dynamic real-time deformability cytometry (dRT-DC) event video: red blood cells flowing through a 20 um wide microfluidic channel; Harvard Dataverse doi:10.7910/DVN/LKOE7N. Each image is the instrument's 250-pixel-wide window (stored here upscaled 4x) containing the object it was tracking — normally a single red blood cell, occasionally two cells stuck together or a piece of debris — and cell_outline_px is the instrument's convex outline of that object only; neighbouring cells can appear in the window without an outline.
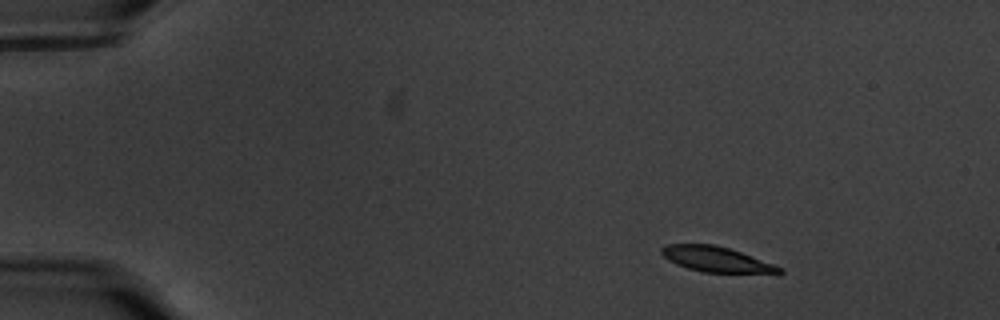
{"species": "common noctule bat (a hibernating species)", "species_latin": "Nyctalus noctula", "temperature_condition": "warm", "stored_images_in_passage": 57, "camera_frame_rate_fps": 3000, "um_per_image_px": 0.085, "animal": {"sex": "male", "body_mass_g": 20.1, "forearm_length_mm": 53.5}, "frame": {"image": 1, "passage_image": 7, "time_ms": 2.0, "image_size_px": [1000, 320], "cell_outline_px": [[784, 272], [700, 272], [676, 264], [668, 260], [660, 252], [660, 248], [664, 244], [716, 244], [740, 252], [784, 268]], "centroid_in_image_um": [60.79, 22.02], "position_along_channel_um": 24.2, "area_um2": 17.05}}
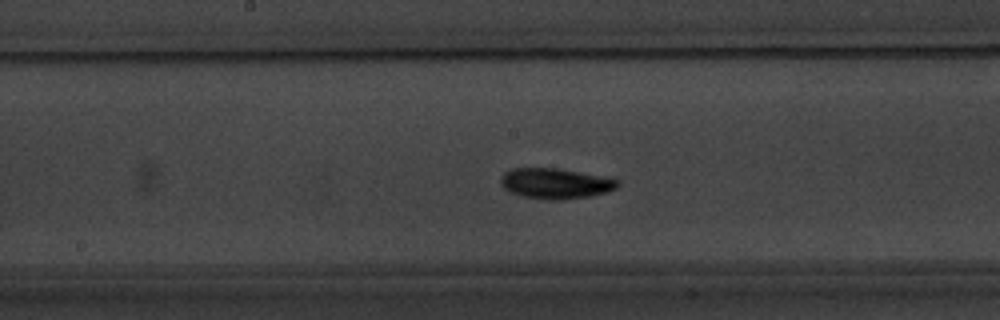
{"frame": {"image": 2, "passage_image": 30, "time_ms": 9.667, "image_size_px": [1000, 320], "cell_outline_px": [[620, 184], [616, 188], [608, 192], [592, 196], [560, 200], [544, 200], [520, 196], [504, 188], [500, 184], [500, 176], [504, 172], [512, 168], [560, 168], [620, 180]], "centroid_in_image_um": [47.2, 15.6], "position_along_channel_um": 201.0, "area_um2": 21.04}}
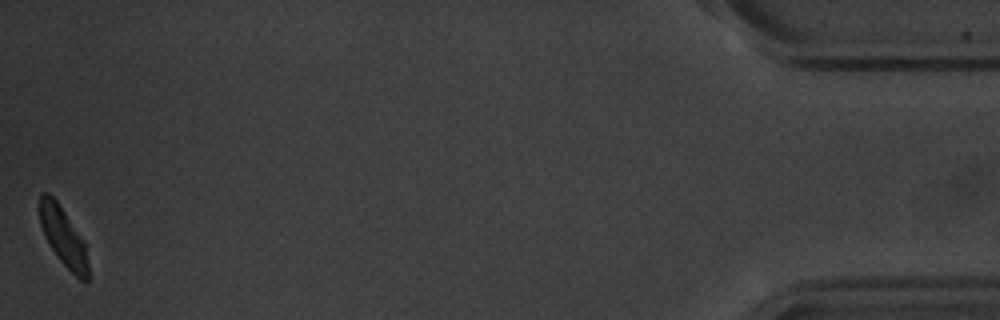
{"frame": {"image": 3, "passage_image": 57, "time_ms": 18.667, "image_size_px": [1000, 320], "cell_outline_px": [[88, 280], [84, 284], [60, 260], [44, 236], [40, 224], [40, 192], [48, 192], [56, 200], [64, 212], [84, 244], [88, 264]], "centroid_in_image_um": [5.36, 20.14], "position_along_channel_um": 429.8, "area_um2": 16.01}, "authors_computed_cell_mechanics": {"area_um2": 18.9006, "velocity_mm_per_s": 3.4965, "shape_relaxation_time_tau1_ms": 2.1919, "shape_relaxation_time_tau2_ms": null, "deformation_change_tau1": 0.1175, "deformation_change_tau2": null}}